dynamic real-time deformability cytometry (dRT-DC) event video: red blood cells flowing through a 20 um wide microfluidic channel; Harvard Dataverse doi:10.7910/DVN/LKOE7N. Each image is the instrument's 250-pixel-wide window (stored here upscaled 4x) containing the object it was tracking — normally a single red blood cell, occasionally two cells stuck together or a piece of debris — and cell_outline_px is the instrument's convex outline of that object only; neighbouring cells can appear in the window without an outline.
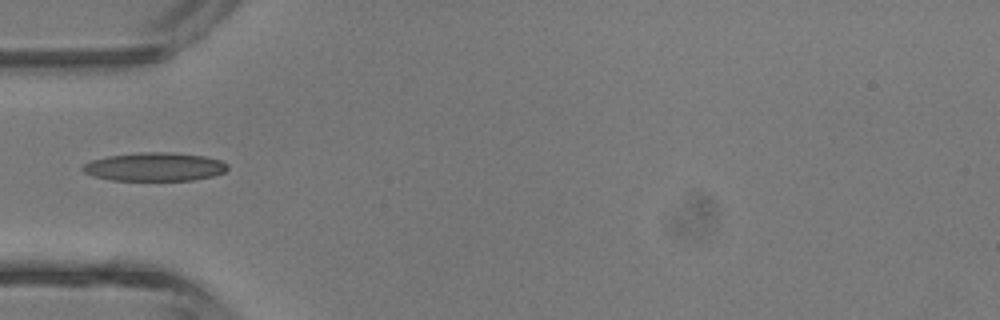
{"species": "common noctule bat (a hibernating species)", "species_latin": "Nyctalus noctula", "temperature_condition": "room temperature", "stored_images_in_passage": 3, "camera_frame_rate_fps": 3000, "um_per_image_px": 0.085, "animal": {"sex": "male", "body_mass_g": 13.3}, "frame": {"image": 1, "passage_image": 3, "time_ms": 2.333, "image_size_px": [1000, 320], "cell_outline_px": [[228, 168], [224, 172], [212, 176], [192, 180], [112, 180], [92, 176], [84, 172], [80, 168], [84, 164], [92, 160], [108, 156], [140, 152], [172, 152], [204, 156], [220, 160], [228, 164]], "centroid_in_image_um": [13.14, 14.17], "position_along_channel_um": 71.9, "area_um2": 24.04}}